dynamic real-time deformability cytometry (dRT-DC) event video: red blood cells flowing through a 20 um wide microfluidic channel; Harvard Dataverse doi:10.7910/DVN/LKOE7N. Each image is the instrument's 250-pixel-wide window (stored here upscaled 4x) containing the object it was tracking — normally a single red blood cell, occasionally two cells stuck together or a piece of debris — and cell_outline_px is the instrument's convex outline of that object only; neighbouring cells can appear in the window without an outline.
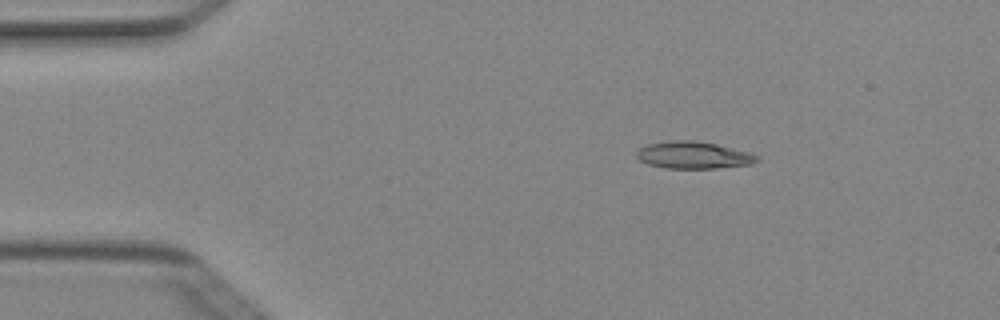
{"species": "Egyptian fruit bat (a non-hibernating species)", "species_latin": "Rousettus aegyptiacus", "temperature_condition": "cold", "stored_images_in_passage": 5, "camera_frame_rate_fps": 3000, "um_per_image_px": 0.085, "animal": {"sex": "female"}, "frame": {"image": 1, "passage_image": 2, "time_ms": 0.333, "image_size_px": [1000, 320], "cell_outline_px": [[760, 160], [752, 164], [716, 168], [664, 168], [648, 164], [640, 160], [636, 156], [636, 152], [640, 148], [648, 144], [668, 140], [692, 140], [716, 144], [748, 152], [756, 156]], "centroid_in_image_um": [58.91, 13.18], "position_along_channel_um": 26.1, "area_um2": 18.9}}
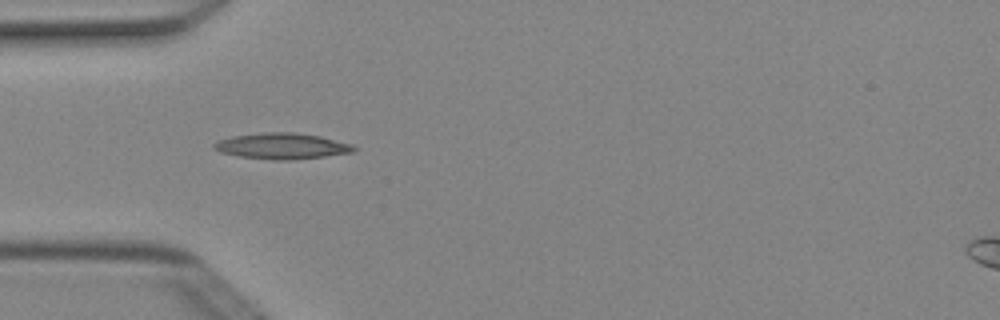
{"frame": {"image": 2, "passage_image": 4, "time_ms": 1.0, "image_size_px": [1000, 320], "cell_outline_px": [[356, 148], [352, 152], [324, 156], [292, 160], [272, 160], [240, 156], [220, 152], [212, 148], [212, 144], [220, 140], [232, 136], [264, 132], [292, 132], [320, 136], [352, 144]], "centroid_in_image_um": [23.94, 12.41], "position_along_channel_um": 61.1, "area_um2": 21.04}}
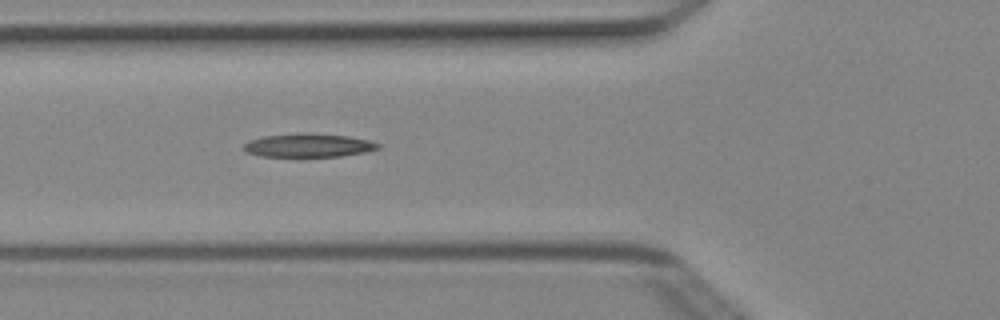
{"frame": {"image": 3, "passage_image": 5, "time_ms": 1.333, "image_size_px": [1000, 320], "cell_outline_px": [[380, 148], [364, 152], [340, 156], [260, 156], [244, 152], [240, 148], [248, 140], [264, 136], [300, 132], [308, 132], [348, 136], [368, 140], [380, 144]], "centroid_in_image_um": [26.15, 12.34], "position_along_channel_um": 99.7, "area_um2": 18.61}}